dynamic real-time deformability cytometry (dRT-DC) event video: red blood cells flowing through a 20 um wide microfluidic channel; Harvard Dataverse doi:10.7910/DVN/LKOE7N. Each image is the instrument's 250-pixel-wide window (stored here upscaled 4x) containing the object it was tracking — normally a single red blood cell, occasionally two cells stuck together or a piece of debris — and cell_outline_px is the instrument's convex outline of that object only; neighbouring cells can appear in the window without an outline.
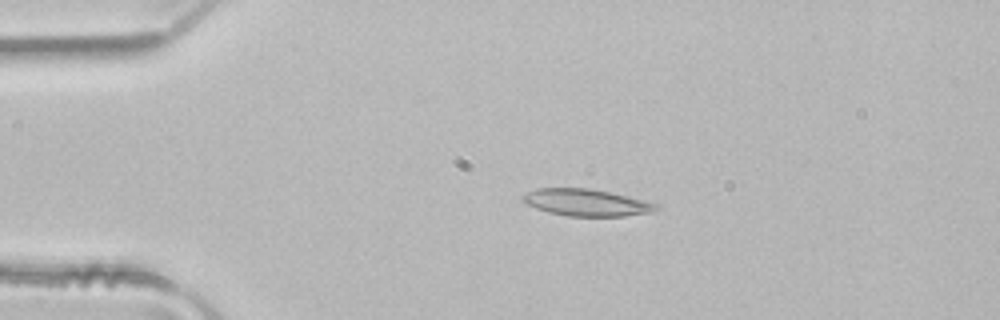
{"species": "common noctule bat (a hibernating species)", "species_latin": "Nyctalus noctula", "temperature_condition": "room temperature", "stored_images_in_passage": 1, "camera_frame_rate_fps": 3000, "um_per_image_px": 0.085, "animal": {"sex": "male", "body_mass_g": 21.5, "forearm_length_mm": 52.0}, "frame": {"image": 1, "passage_image": 1, "time_ms": 0.0, "image_size_px": [1000, 320], "cell_outline_px": [[660, 204], [652, 212], [624, 216], [568, 216], [548, 212], [536, 208], [528, 204], [524, 200], [524, 196], [528, 192], [536, 188], [588, 188], [608, 192]], "centroid_in_image_um": [49.85, 17.22], "position_along_channel_um": 35.1, "area_um2": 20.52}}